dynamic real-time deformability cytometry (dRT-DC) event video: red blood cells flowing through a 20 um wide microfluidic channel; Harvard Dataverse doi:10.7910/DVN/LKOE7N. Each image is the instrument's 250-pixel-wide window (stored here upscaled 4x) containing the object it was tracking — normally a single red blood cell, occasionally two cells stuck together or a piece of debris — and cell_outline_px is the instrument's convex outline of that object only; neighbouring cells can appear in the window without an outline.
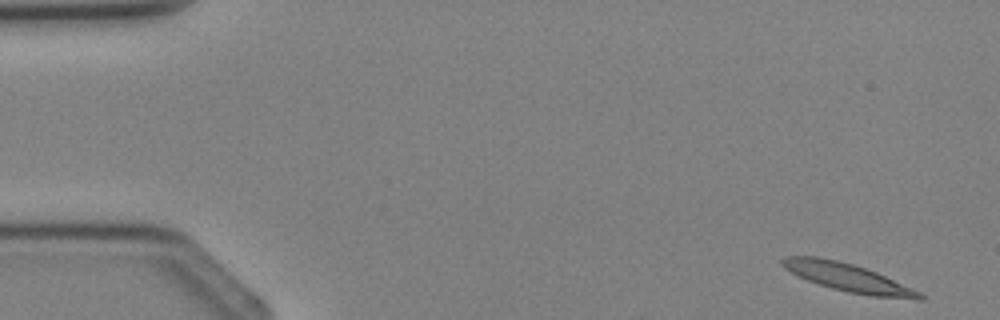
{"species": "Egyptian fruit bat (a non-hibernating species)", "species_latin": "Rousettus aegyptiacus", "temperature_condition": "cold", "stored_images_in_passage": 4, "segment_of_instrument_passage": [2, 2], "camera_frame_rate_fps": 3000, "um_per_image_px": 0.085, "animal": {"sex": "female"}, "frame": {"image": 1, "passage_image": 4, "time_ms": 3.667, "image_size_px": [1000, 320], "cell_outline_px": [[924, 300], [916, 300], [872, 296], [848, 292], [832, 288], [808, 280], [784, 268], [780, 264], [780, 260], [784, 256], [820, 256], [852, 264], [876, 272], [920, 292], [924, 296]], "centroid_in_image_um": [72.07, 23.59], "position_along_channel_um": 12.9, "area_um2": 22.25}}